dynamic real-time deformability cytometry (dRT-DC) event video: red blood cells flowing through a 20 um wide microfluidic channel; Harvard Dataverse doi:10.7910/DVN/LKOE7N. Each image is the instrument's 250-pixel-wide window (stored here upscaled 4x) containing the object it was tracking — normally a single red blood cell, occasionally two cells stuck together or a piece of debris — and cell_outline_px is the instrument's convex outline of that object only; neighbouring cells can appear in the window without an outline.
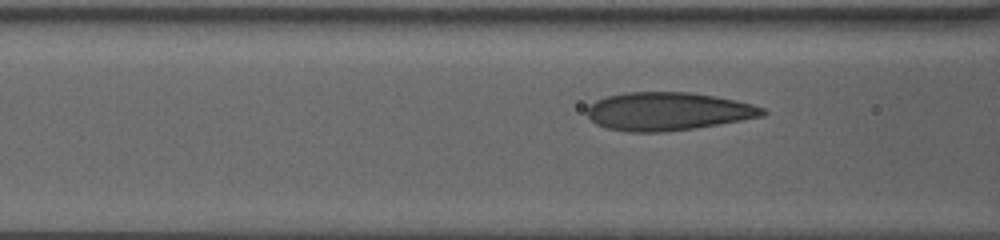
{"species": "human", "species_latin": "Homo sapiens", "temperature_condition": "warm", "stored_images_in_passage": 35, "camera_frame_rate_fps": 3000, "um_per_image_px": 0.085, "donor": {"sex": "female"}, "frame": {"image": 1, "passage_image": 17, "time_ms": 4.0, "image_size_px": [1000, 240], "cell_outline_px": [[768, 112], [764, 116], [696, 128], [664, 132], [628, 132], [608, 128], [596, 124], [584, 112], [596, 100], [608, 96], [628, 92], [688, 92], [716, 96], [736, 100], [752, 104], [764, 108]], "centroid_in_image_um": [56.79, 9.47], "position_along_channel_um": 109.8, "area_um2": 39.07}}
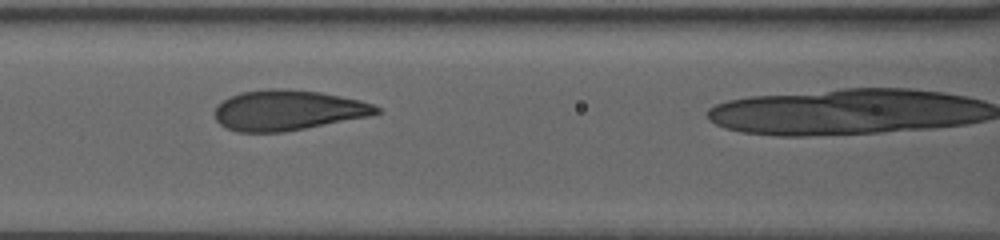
{"frame": {"image": 2, "passage_image": 22, "time_ms": 5.0, "image_size_px": [1000, 240], "cell_outline_px": [[380, 112], [368, 116], [284, 132], [236, 132], [220, 124], [216, 120], [216, 104], [240, 92], [268, 88], [284, 88], [320, 92], [360, 100], [372, 104], [380, 108]], "centroid_in_image_um": [24.44, 9.36], "position_along_channel_um": 142.2, "area_um2": 37.74}}
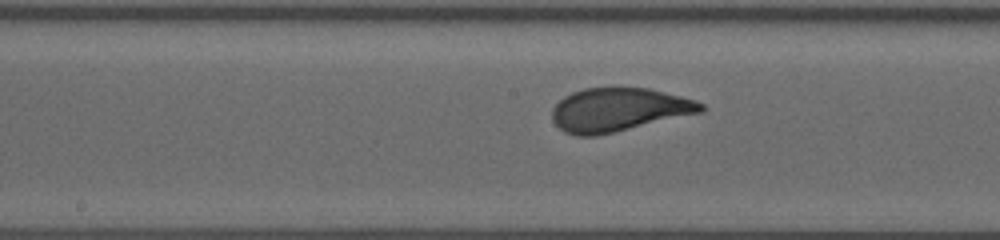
{"frame": {"image": 3, "passage_image": 30, "time_ms": 6.667, "image_size_px": [1000, 240], "cell_outline_px": [[704, 112], [616, 132], [596, 136], [576, 136], [564, 132], [552, 120], [552, 108], [564, 96], [572, 92], [584, 88], [648, 88], [696, 100], [704, 104]], "centroid_in_image_um": [52.59, 9.34], "position_along_channel_um": 195.6, "area_um2": 37.86}}